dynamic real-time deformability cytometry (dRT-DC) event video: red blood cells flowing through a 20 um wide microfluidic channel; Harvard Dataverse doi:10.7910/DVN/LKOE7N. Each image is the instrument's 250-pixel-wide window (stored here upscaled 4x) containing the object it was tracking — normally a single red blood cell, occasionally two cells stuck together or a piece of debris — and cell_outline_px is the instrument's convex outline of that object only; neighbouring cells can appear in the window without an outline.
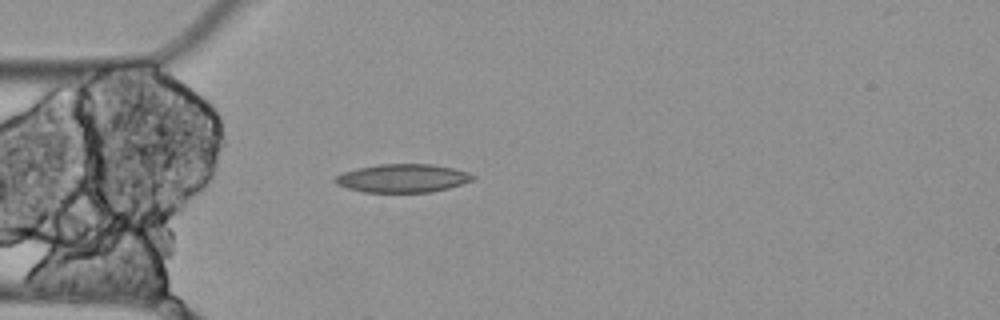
{"species": "Egyptian fruit bat (a non-hibernating species)", "species_latin": "Rousettus aegyptiacus", "temperature_condition": "cold", "stored_images_in_passage": 2, "camera_frame_rate_fps": 3000, "um_per_image_px": 0.085, "animal": {"sex": "female"}, "frame": {"image": 1, "passage_image": 2, "time_ms": 0.333, "image_size_px": [1000, 320], "cell_outline_px": [[476, 176], [472, 180], [448, 188], [432, 192], [364, 192], [348, 188], [336, 184], [332, 180], [340, 172], [356, 168], [376, 164], [432, 164], [452, 168], [468, 172]], "centroid_in_image_um": [34.17, 15.14], "position_along_channel_um": 50.8, "area_um2": 22.83}}